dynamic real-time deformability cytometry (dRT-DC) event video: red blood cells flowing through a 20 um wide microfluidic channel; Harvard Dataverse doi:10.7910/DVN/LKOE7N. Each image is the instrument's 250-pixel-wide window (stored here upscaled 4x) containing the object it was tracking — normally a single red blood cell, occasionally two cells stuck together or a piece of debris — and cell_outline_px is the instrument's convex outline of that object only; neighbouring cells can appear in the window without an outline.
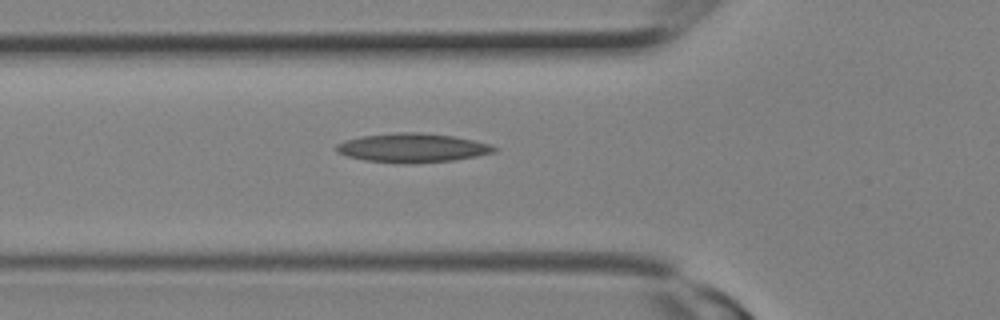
{"species": "Egyptian fruit bat (a non-hibernating species)", "species_latin": "Rousettus aegyptiacus", "temperature_condition": "room temperature", "stored_images_in_passage": 8, "camera_frame_rate_fps": 3000, "um_per_image_px": 0.085, "animal": {"sex": "female"}, "frame": {"image": 1, "passage_image": 8, "time_ms": 2.333, "image_size_px": [1000, 320], "cell_outline_px": [[496, 152], [476, 156], [452, 160], [412, 164], [364, 160], [348, 156], [336, 152], [336, 144], [344, 140], [360, 136], [396, 132], [420, 132], [452, 136], [472, 140], [488, 144], [496, 148]], "centroid_in_image_um": [35.0, 12.56], "position_along_channel_um": 90.8, "area_um2": 26.59}}